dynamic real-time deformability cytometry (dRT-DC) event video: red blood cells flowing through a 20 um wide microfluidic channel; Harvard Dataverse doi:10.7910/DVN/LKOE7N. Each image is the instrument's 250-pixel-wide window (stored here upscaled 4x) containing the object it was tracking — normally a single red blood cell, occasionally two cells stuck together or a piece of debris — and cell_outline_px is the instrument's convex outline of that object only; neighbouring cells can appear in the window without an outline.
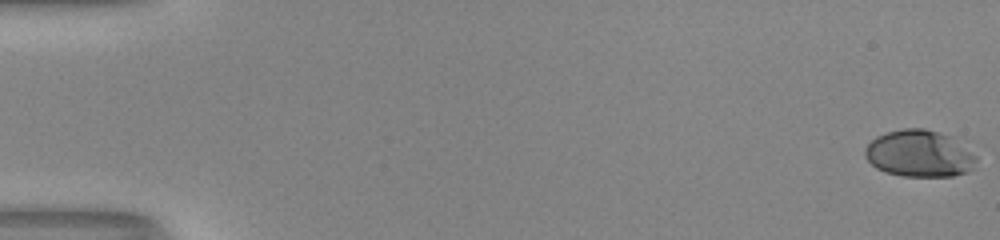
{"species": "human", "species_latin": "Homo sapiens", "temperature_condition": "room temperature", "stored_images_in_passage": 54, "camera_frame_rate_fps": 3000, "um_per_image_px": 0.085, "donor": {"sex": "male"}, "frame": {"image": 1, "passage_image": 1, "time_ms": 0.0, "image_size_px": [1000, 240], "cell_outline_px": [[976, 160], [972, 168], [968, 172], [952, 176], [904, 176], [884, 172], [876, 168], [864, 156], [864, 148], [876, 136], [888, 132], [904, 128], [924, 128], [940, 132], [952, 136], [972, 152], [976, 156]], "centroid_in_image_um": [78.13, 13.05], "position_along_channel_um": 6.9, "area_um2": 30.46}}
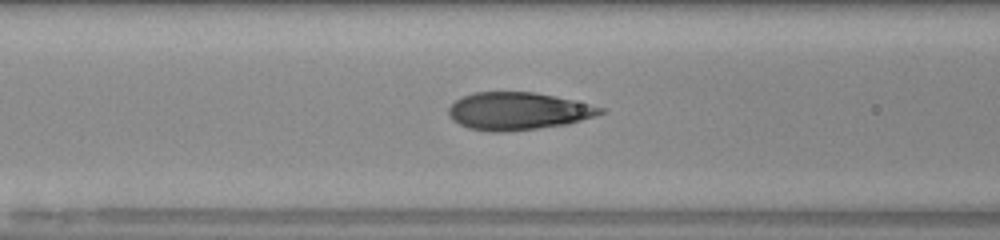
{"frame": {"image": 2, "passage_image": 24, "time_ms": 7.667, "image_size_px": [1000, 240], "cell_outline_px": [[604, 112], [596, 116], [568, 124], [504, 132], [488, 132], [468, 128], [452, 120], [448, 116], [448, 108], [456, 100], [464, 96], [476, 92], [536, 92], [572, 100], [604, 108]], "centroid_in_image_um": [44.0, 9.45], "position_along_channel_um": 122.6, "area_um2": 33.12}}
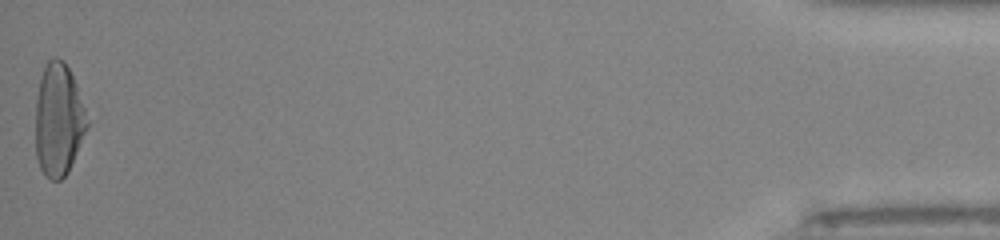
{"frame": {"image": 3, "passage_image": 54, "time_ms": 17.667, "image_size_px": [1000, 240], "cell_outline_px": [[88, 128], [68, 172], [60, 180], [52, 180], [44, 176], [40, 168], [36, 156], [36, 96], [40, 80], [44, 68], [48, 60], [52, 56], [56, 56], [64, 60], [76, 84], [88, 120]], "centroid_in_image_um": [4.97, 10.19], "position_along_channel_um": 430.2, "area_um2": 33.93}, "authors_computed_cell_mechanics": {"area_um2": 33.1772, "velocity_mm_per_s": 4.0399, "shape_relaxation_time_tau1_ms": 6.5657, "shape_relaxation_time_tau2_ms": null, "deformation_change_tau1": 0.2541, "deformation_change_tau2": null}}